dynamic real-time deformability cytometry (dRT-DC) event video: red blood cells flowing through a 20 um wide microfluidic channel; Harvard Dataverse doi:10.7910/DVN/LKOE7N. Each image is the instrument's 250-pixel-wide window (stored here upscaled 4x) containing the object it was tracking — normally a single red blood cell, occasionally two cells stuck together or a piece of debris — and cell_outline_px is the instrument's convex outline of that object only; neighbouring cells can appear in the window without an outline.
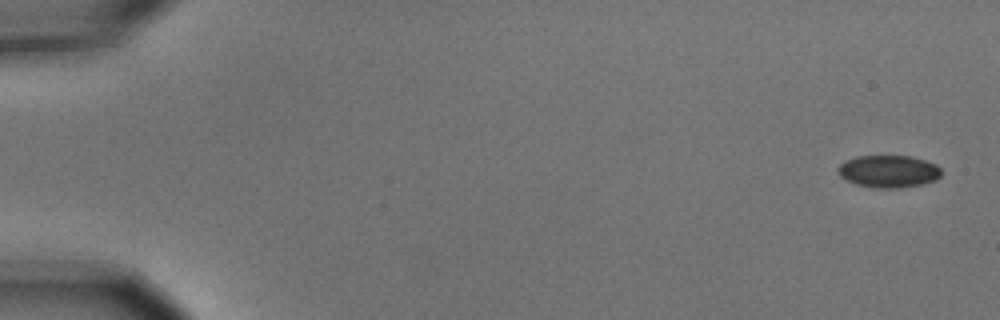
{"species": "common noctule bat (a hibernating species)", "species_latin": "Nyctalus noctula", "temperature_condition": "cold", "stored_images_in_passage": 6, "camera_frame_rate_fps": 3000, "um_per_image_px": 0.085, "animal": {"sex": "male", "body_mass_g": 15.6}, "frame": {"image": 1, "passage_image": 1, "time_ms": 0.0, "image_size_px": [1000, 320], "cell_outline_px": [[940, 176], [936, 180], [920, 184], [896, 188], [876, 188], [856, 184], [840, 176], [836, 168], [844, 160], [856, 156], [912, 156], [936, 164], [940, 168]], "centroid_in_image_um": [75.5, 14.55], "position_along_channel_um": 9.5, "area_um2": 19.42}}
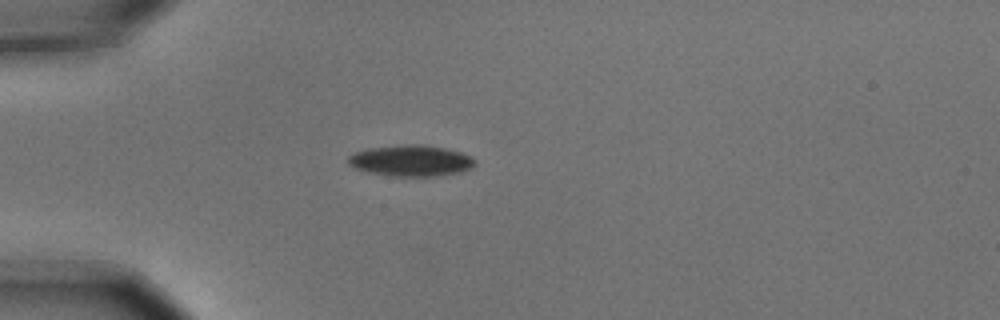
{"frame": {"image": 2, "passage_image": 5, "time_ms": 1.333, "image_size_px": [1000, 320], "cell_outline_px": [[476, 164], [472, 168], [460, 172], [440, 176], [392, 176], [368, 172], [352, 168], [348, 164], [348, 156], [356, 152], [368, 148], [404, 144], [424, 144], [444, 148], [460, 152], [472, 156], [476, 160]], "centroid_in_image_um": [34.94, 13.66], "position_along_channel_um": 50.1, "area_um2": 23.29}}